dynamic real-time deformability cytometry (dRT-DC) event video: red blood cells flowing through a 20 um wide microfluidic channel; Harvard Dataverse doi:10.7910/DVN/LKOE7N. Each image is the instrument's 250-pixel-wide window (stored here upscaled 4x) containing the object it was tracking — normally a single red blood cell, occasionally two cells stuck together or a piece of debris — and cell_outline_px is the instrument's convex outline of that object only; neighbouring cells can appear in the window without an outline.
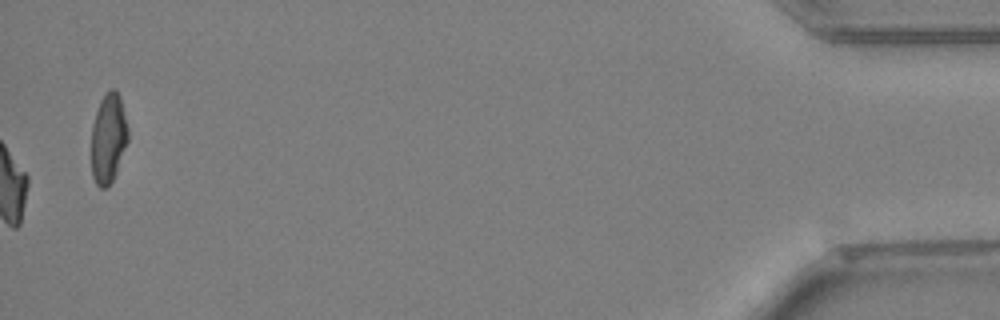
{"species": "Egyptian fruit bat (a non-hibernating species)", "species_latin": "Rousettus aegyptiacus", "temperature_condition": "warm", "stored_images_in_passage": 52, "camera_frame_rate_fps": 3000, "um_per_image_px": 0.085, "animal": {"sex": "female"}, "frame": {"image": 1, "passage_image": 52, "time_ms": 17.0, "image_size_px": [1000, 320], "cell_outline_px": [[128, 140], [116, 172], [112, 180], [104, 188], [100, 188], [96, 184], [92, 176], [92, 124], [100, 100], [112, 88], [116, 88], [120, 96], [128, 128]], "centroid_in_image_um": [9.21, 11.73], "position_along_channel_um": 426.0, "area_um2": 18.96}, "authors_computed_cell_mechanics": {"area_um2": 21.1259, "velocity_mm_per_s": 3.9498, "shape_relaxation_time_tau1_ms": 6.7565, "shape_relaxation_time_tau2_ms": 4.593, "deformation_change_tau1": 0.1974, "deformation_change_tau2": 0.1196}}